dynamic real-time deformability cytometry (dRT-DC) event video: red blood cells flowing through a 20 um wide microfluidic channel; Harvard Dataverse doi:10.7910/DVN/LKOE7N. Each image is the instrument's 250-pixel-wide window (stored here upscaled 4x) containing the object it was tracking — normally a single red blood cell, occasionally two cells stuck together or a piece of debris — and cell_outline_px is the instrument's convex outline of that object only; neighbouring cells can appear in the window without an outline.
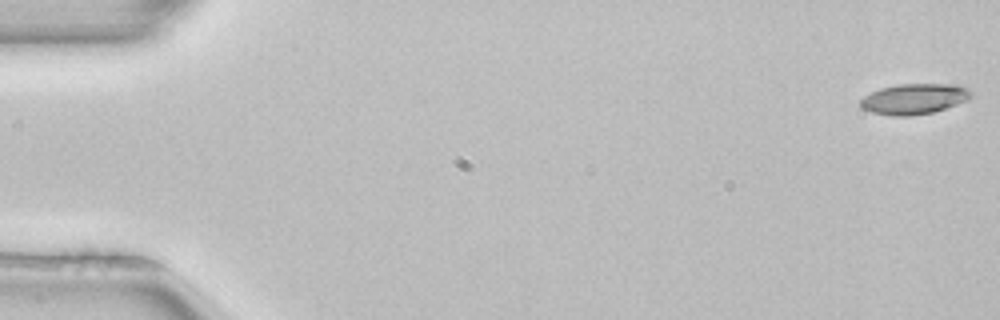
{"species": "common noctule bat (a hibernating species)", "species_latin": "Nyctalus noctula", "temperature_condition": "room temperature", "stored_images_in_passage": 6, "camera_frame_rate_fps": 3000, "um_per_image_px": 0.085, "animal": {"sex": "female", "body_mass_g": 22.7, "forearm_length_mm": 54.2}, "frame": {"image": 1, "passage_image": 1, "time_ms": 0.0, "image_size_px": [1000, 320], "cell_outline_px": [[972, 96], [968, 100], [932, 112], [908, 116], [892, 116], [872, 112], [860, 108], [860, 100], [864, 96], [880, 88], [900, 84], [948, 84], [968, 88], [972, 92]], "centroid_in_image_um": [77.68, 8.41], "position_along_channel_um": 7.3, "area_um2": 19.54}}